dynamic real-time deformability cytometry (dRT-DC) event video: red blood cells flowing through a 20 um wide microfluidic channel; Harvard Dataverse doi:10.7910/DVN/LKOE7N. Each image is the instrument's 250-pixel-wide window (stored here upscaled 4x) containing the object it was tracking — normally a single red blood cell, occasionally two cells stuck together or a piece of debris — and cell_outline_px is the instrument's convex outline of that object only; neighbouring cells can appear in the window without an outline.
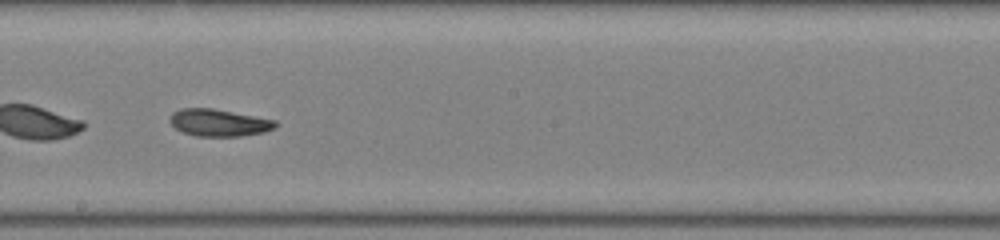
{"species": "common noctule bat (a hibernating species)", "species_latin": "Nyctalus noctula", "temperature_condition": "room temperature", "stored_images_in_passage": 45, "camera_frame_rate_fps": 3000, "um_per_image_px": 0.085, "animal": {"sex": "female", "body_mass_g": 22.0, "forearm_length_mm": 56.7}, "frame": {"image": 1, "passage_image": 26, "time_ms": 8.333, "image_size_px": [1000, 240], "cell_outline_px": [[276, 124], [272, 128], [264, 132], [240, 136], [196, 136], [184, 132], [176, 128], [168, 120], [172, 112], [180, 108], [212, 108], [276, 120]], "centroid_in_image_um": [18.56, 10.42], "position_along_channel_um": 229.6, "area_um2": 16.53}}
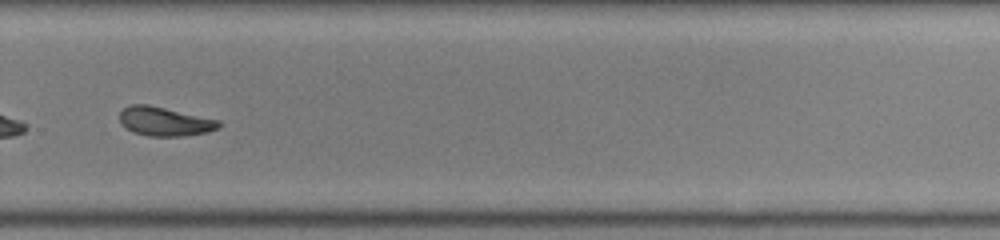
{"frame": {"image": 2, "passage_image": 32, "time_ms": 10.333, "image_size_px": [1000, 240], "cell_outline_px": [[220, 128], [208, 132], [180, 136], [148, 136], [132, 132], [120, 124], [120, 112], [124, 108], [132, 104], [148, 104], [220, 120]], "centroid_in_image_um": [13.99, 10.32], "position_along_channel_um": 315.8, "area_um2": 16.82}}